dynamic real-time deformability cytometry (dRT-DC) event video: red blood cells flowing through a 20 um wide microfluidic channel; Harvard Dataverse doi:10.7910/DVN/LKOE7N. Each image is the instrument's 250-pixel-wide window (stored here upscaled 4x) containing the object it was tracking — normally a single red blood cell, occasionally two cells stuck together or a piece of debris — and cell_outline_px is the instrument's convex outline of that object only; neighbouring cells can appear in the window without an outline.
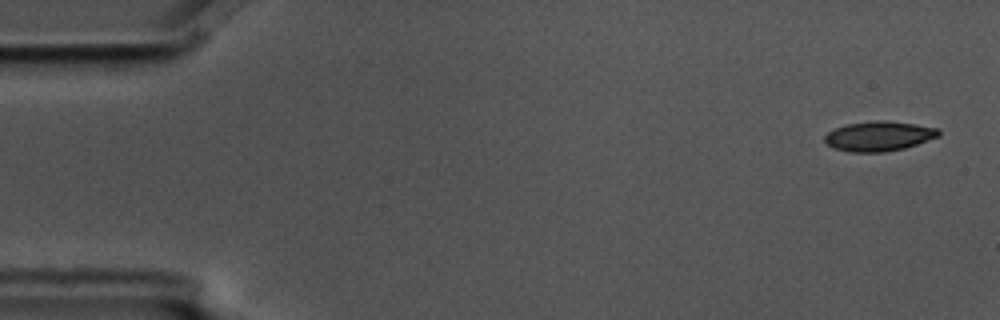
{"species": "common noctule bat (a hibernating species)", "species_latin": "Nyctalus noctula", "temperature_condition": "cold", "stored_images_in_passage": 4, "camera_frame_rate_fps": 3000, "um_per_image_px": 0.085, "animal": {"sex": "male", "body_mass_g": 17.5, "forearm_length_mm": 52.3}, "frame": {"image": 1, "passage_image": 1, "time_ms": 0.0, "image_size_px": [1000, 320], "cell_outline_px": [[940, 136], [904, 148], [884, 152], [848, 152], [832, 148], [824, 140], [824, 136], [828, 132], [836, 128], [848, 124], [876, 120], [884, 120], [916, 124], [940, 128]], "centroid_in_image_um": [74.72, 11.57], "position_along_channel_um": 10.3, "area_um2": 19.83}}